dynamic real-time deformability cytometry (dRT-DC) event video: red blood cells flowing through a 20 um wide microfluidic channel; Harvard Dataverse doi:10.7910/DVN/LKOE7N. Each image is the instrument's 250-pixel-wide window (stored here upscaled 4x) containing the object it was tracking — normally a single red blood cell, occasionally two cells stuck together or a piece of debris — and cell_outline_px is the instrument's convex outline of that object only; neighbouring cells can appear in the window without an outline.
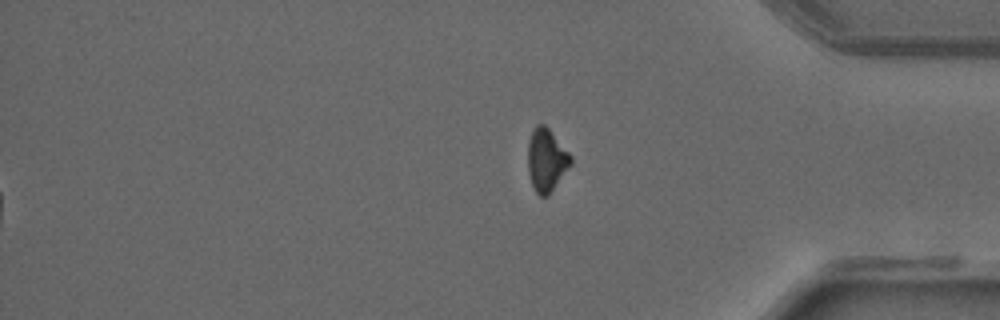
{"species": "common noctule bat (a hibernating species)", "species_latin": "Nyctalus noctula", "temperature_condition": "warm", "stored_images_in_passage": 43, "segment_of_instrument_passage": [2, 2], "camera_frame_rate_fps": 3000, "um_per_image_px": 0.085, "animal": {"sex": "male", "forearm_length_mm": 52.5}, "frame": {"image": 1, "passage_image": 43, "time_ms": 14.0, "image_size_px": [1000, 320], "cell_outline_px": [[572, 164], [548, 196], [540, 196], [536, 192], [532, 184], [528, 172], [528, 140], [536, 124], [544, 124], [548, 128], [572, 156]], "centroid_in_image_um": [46.45, 13.61], "position_along_channel_um": 388.8, "area_um2": 15.66}}